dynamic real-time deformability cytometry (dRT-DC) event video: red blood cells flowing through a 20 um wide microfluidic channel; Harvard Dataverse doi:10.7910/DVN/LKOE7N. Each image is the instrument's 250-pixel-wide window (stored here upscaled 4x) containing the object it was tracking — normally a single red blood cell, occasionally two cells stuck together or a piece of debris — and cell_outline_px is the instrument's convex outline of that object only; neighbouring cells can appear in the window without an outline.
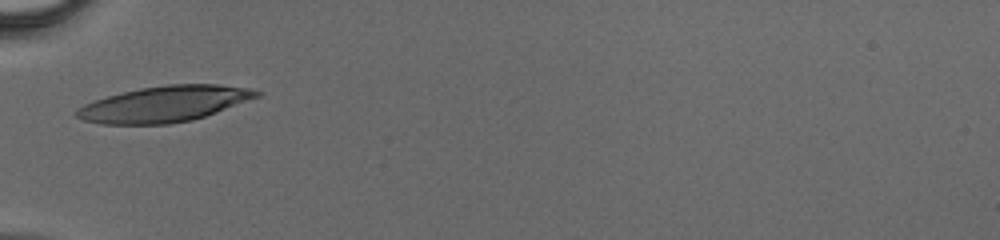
{"species": "human", "species_latin": "Homo sapiens", "temperature_condition": "cold", "stored_images_in_passage": 26, "camera_frame_rate_fps": 3000, "um_per_image_px": 0.085, "donor": {"sex": "male"}, "frame": {"image": 1, "passage_image": 1, "time_ms": 0.0, "image_size_px": [1000, 240], "cell_outline_px": [[260, 96], [204, 116], [192, 120], [168, 124], [100, 124], [84, 120], [76, 116], [76, 112], [84, 104], [108, 96], [140, 88], [168, 84], [216, 84], [248, 88], [260, 92]], "centroid_in_image_um": [13.97, 8.84], "position_along_channel_um": 71.0, "area_um2": 37.05}}
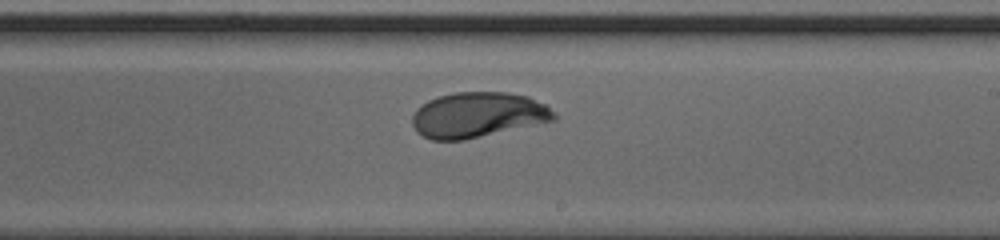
{"frame": {"image": 2, "passage_image": 13, "time_ms": 4.0, "image_size_px": [1000, 240], "cell_outline_px": [[556, 120], [464, 140], [432, 140], [416, 132], [412, 124], [412, 116], [416, 108], [428, 100], [440, 96], [456, 92], [508, 92], [528, 96], [544, 104], [556, 112]], "centroid_in_image_um": [40.61, 9.77], "position_along_channel_um": 248.4, "area_um2": 37.51}}
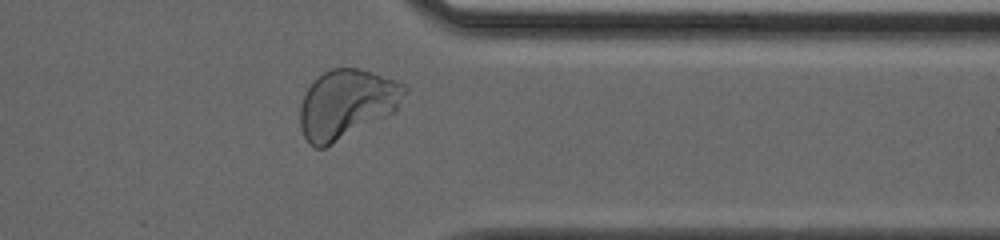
{"frame": {"image": 3, "passage_image": 22, "time_ms": 7.0, "image_size_px": [1000, 240], "cell_outline_px": [[408, 92], [396, 112], [324, 148], [316, 148], [308, 144], [300, 128], [300, 104], [312, 80], [324, 72], [332, 68], [356, 68], [372, 72], [396, 80], [404, 84], [408, 88]], "centroid_in_image_um": [29.48, 8.84], "position_along_channel_um": 381.9, "area_um2": 42.43}}